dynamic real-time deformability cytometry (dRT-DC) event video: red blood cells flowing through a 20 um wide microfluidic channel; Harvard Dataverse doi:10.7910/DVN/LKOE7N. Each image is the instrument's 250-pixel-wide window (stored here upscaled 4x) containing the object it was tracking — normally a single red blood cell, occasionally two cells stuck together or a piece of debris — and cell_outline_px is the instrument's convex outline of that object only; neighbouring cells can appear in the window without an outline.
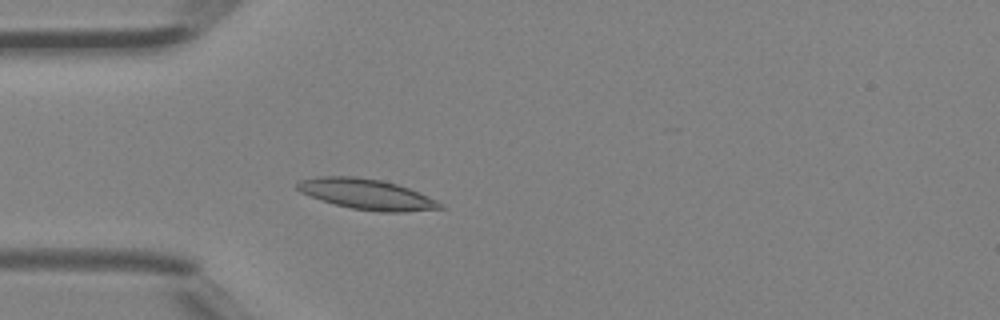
{"species": "Egyptian fruit bat (a non-hibernating species)", "species_latin": "Rousettus aegyptiacus", "temperature_condition": "room temperature", "stored_images_in_passage": 35, "camera_frame_rate_fps": 3000, "um_per_image_px": 0.085, "animal": {"sex": "female"}, "frame": {"image": 1, "passage_image": 5, "time_ms": 1.333, "image_size_px": [1000, 320], "cell_outline_px": [[448, 208], [404, 212], [380, 212], [352, 208], [320, 200], [300, 192], [296, 188], [296, 184], [300, 180], [320, 176], [356, 176], [380, 180], [396, 184], [408, 188], [428, 196], [444, 204]], "centroid_in_image_um": [31.19, 16.51], "position_along_channel_um": 53.8, "area_um2": 25.37}}
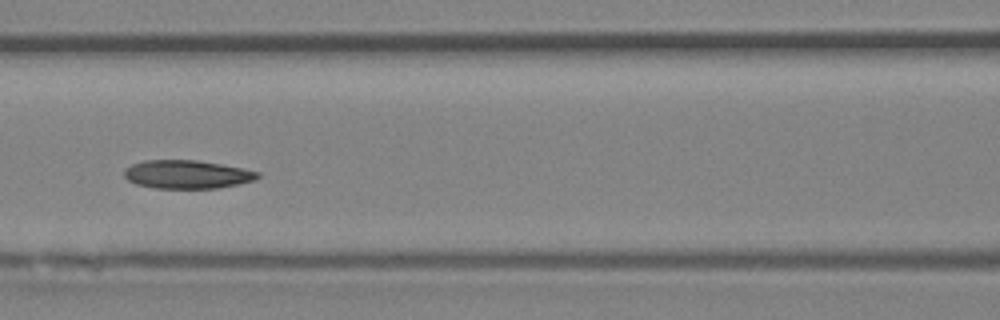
{"frame": {"image": 2, "passage_image": 12, "time_ms": 3.667, "image_size_px": [1000, 320], "cell_outline_px": [[260, 176], [256, 180], [240, 184], [220, 188], [156, 188], [136, 184], [128, 180], [124, 176], [124, 168], [132, 164], [144, 160], [196, 160], [244, 168], [260, 172]], "centroid_in_image_um": [15.92, 14.82], "position_along_channel_um": 150.7, "area_um2": 22.25}}
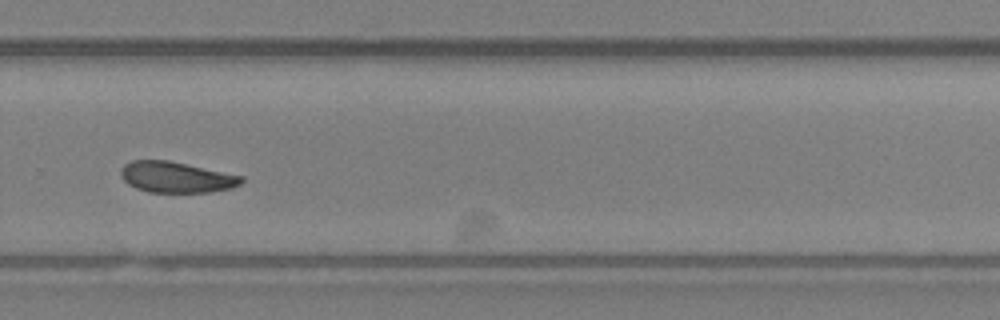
{"frame": {"image": 3, "passage_image": 23, "time_ms": 7.333, "image_size_px": [1000, 320], "cell_outline_px": [[244, 180], [240, 184], [232, 188], [208, 192], [148, 192], [136, 188], [128, 184], [124, 180], [120, 172], [120, 168], [124, 164], [132, 160], [168, 160], [244, 176]], "centroid_in_image_um": [14.98, 15.05], "position_along_channel_um": 314.8, "area_um2": 21.73}, "authors_computed_cell_mechanics": {"area_um2": 22.253, "velocity_mm_per_s": 4.4847, "shape_relaxation_time_tau1_ms": 8.5608, "shape_relaxation_time_tau2_ms": 4.0457, "deformation_change_tau1": 0.1686, "deformation_change_tau2": 0.0904}}